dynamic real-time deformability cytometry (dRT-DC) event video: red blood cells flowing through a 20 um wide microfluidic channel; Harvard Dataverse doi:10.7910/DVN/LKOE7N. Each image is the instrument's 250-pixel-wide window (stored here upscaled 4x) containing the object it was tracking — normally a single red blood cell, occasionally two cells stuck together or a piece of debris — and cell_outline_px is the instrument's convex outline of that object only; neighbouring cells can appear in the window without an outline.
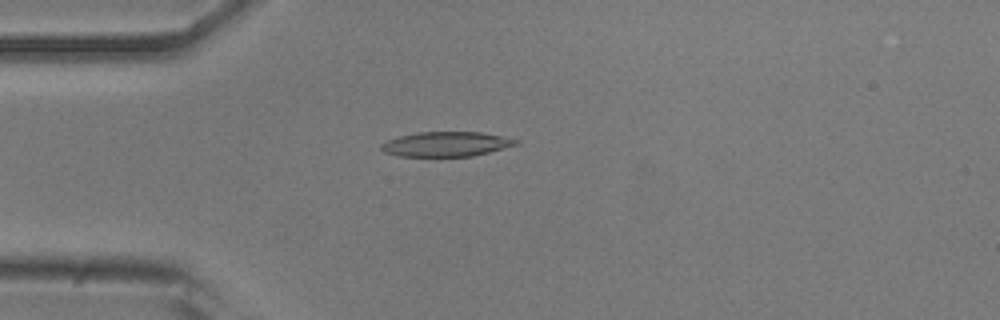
{"species": "common noctule bat (a hibernating species)", "species_latin": "Nyctalus noctula", "temperature_condition": "room temperature", "stored_images_in_passage": 53, "camera_frame_rate_fps": 3000, "um_per_image_px": 0.085, "animal": {"sex": "male", "body_mass_g": 20.5, "forearm_length_mm": 52.5}, "frame": {"image": 1, "passage_image": 14, "time_ms": 4.333, "image_size_px": [1000, 320], "cell_outline_px": [[520, 144], [472, 156], [396, 156], [384, 152], [380, 148], [380, 144], [388, 140], [400, 136], [416, 132], [480, 132], [520, 140]], "centroid_in_image_um": [37.91, 12.25], "position_along_channel_um": 47.1, "area_um2": 19.36}}
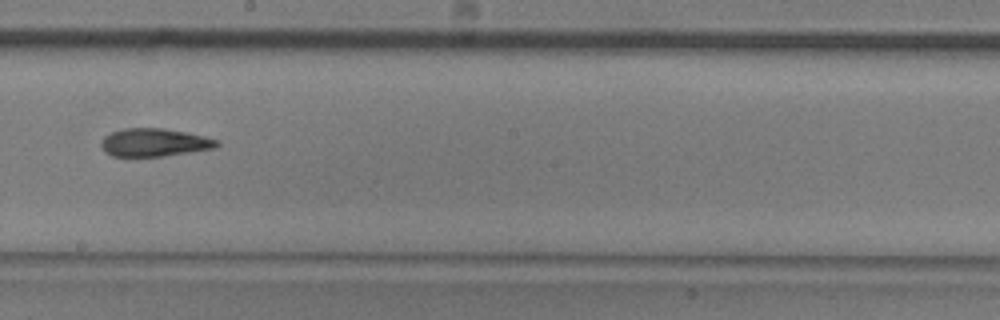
{"frame": {"image": 2, "passage_image": 30, "time_ms": 9.667, "image_size_px": [1000, 320], "cell_outline_px": [[220, 144], [216, 148], [164, 156], [112, 156], [100, 144], [100, 140], [104, 136], [112, 132], [124, 128], [164, 128], [204, 136], [220, 140]], "centroid_in_image_um": [13.15, 12.1], "position_along_channel_um": 235.0, "area_um2": 18.84}}
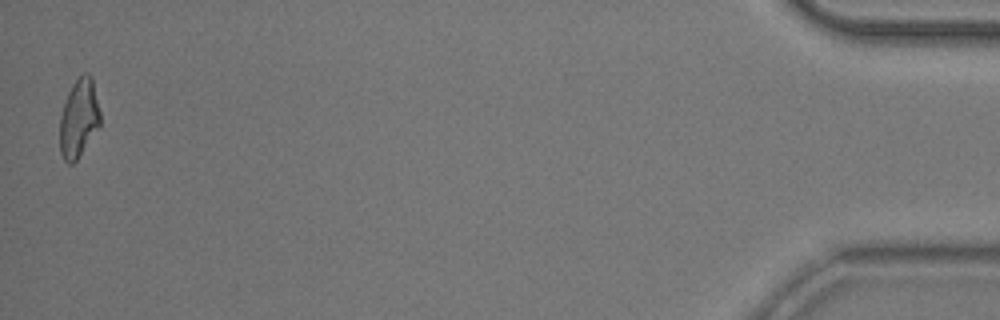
{"frame": {"image": 3, "passage_image": 53, "time_ms": 17.333, "image_size_px": [1000, 320], "cell_outline_px": [[100, 124], [76, 160], [72, 164], [68, 164], [64, 160], [60, 152], [60, 116], [68, 92], [72, 84], [84, 72], [88, 72], [92, 76], [100, 112]], "centroid_in_image_um": [6.69, 10.02], "position_along_channel_um": 428.5, "area_um2": 18.26}, "authors_computed_cell_mechanics": {"area_um2": 19.2474, "velocity_mm_per_s": 3.7663, "shape_relaxation_time_tau1_ms": 7.7024, "shape_relaxation_time_tau2_ms": 2.8563, "deformation_change_tau1": 0.2053, "deformation_change_tau2": 0.1149}}